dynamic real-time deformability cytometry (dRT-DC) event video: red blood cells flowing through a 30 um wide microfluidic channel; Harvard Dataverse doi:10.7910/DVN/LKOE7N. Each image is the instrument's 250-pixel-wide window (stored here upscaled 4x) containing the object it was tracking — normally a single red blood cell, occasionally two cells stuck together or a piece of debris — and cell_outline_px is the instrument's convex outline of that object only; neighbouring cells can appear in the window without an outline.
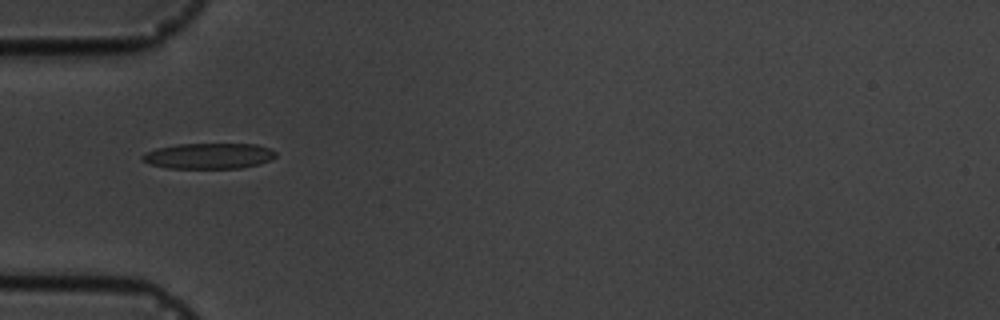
{"species": "common noctule bat (a hibernating species)", "species_latin": "Nyctalus noctula", "temperature_condition": "cold", "stored_images_in_passage": 16, "camera_frame_rate_fps": 3000, "um_per_image_px": 0.085, "animal": {"sex": "male", "body_mass_g": 19.5, "forearm_length_mm": 54.6}, "frame": {"image": 1, "passage_image": 6, "time_ms": 5.667, "image_size_px": [1000, 320], "cell_outline_px": [[276, 156], [260, 164], [240, 168], [168, 168], [152, 164], [140, 160], [140, 156], [144, 152], [156, 148], [176, 144], [256, 144], [268, 148], [276, 152]], "centroid_in_image_um": [17.7, 13.25], "position_along_channel_um": 67.3, "area_um2": 20.0}}
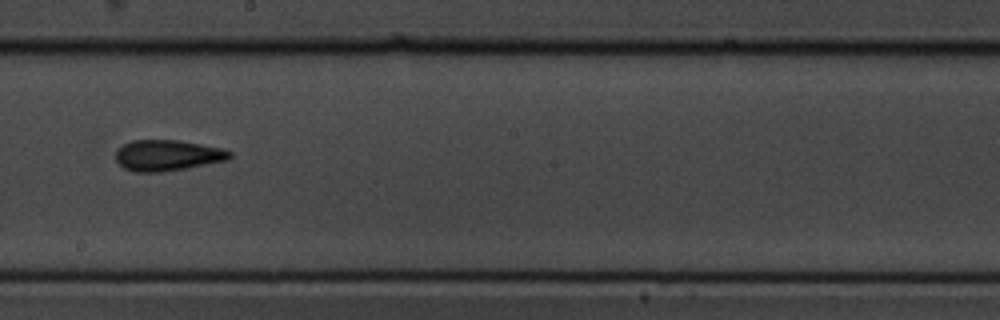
{"frame": {"image": 2, "passage_image": 10, "time_ms": 10.333, "image_size_px": [1000, 320], "cell_outline_px": [[232, 156], [228, 160], [188, 168], [160, 172], [136, 172], [124, 168], [116, 160], [116, 152], [124, 144], [132, 140], [176, 140], [224, 148], [232, 152]], "centroid_in_image_um": [14.27, 13.21], "position_along_channel_um": 233.9, "area_um2": 20.52}}
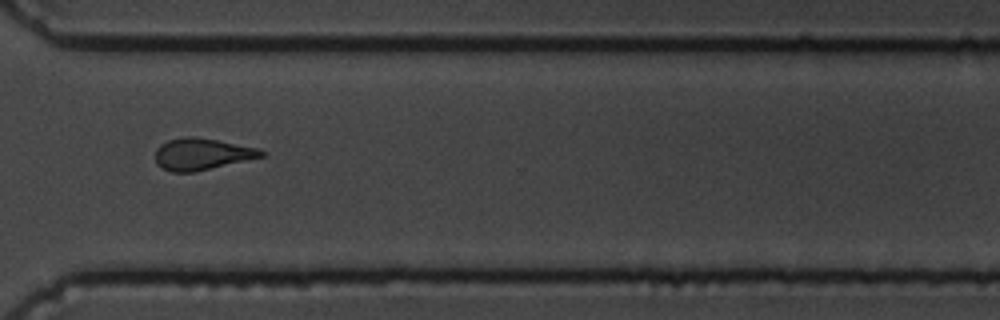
{"frame": {"image": 3, "passage_image": 13, "time_ms": 13.667, "image_size_px": [1000, 320], "cell_outline_px": [[264, 156], [192, 172], [172, 172], [160, 168], [156, 164], [156, 148], [160, 144], [168, 140], [188, 136], [192, 136], [216, 140], [260, 148], [264, 152]], "centroid_in_image_um": [17.12, 13.09], "position_along_channel_um": 353.5, "area_um2": 19.36}, "authors_computed_cell_mechanics": {"area_um2": 18.5538, "velocity_mm_per_s": 3.5921, "shape_relaxation_time_tau1_ms": null, "shape_relaxation_time_tau2_ms": 5.54, "deformation_change_tau1": null, "deformation_change_tau2": 0.1528}}